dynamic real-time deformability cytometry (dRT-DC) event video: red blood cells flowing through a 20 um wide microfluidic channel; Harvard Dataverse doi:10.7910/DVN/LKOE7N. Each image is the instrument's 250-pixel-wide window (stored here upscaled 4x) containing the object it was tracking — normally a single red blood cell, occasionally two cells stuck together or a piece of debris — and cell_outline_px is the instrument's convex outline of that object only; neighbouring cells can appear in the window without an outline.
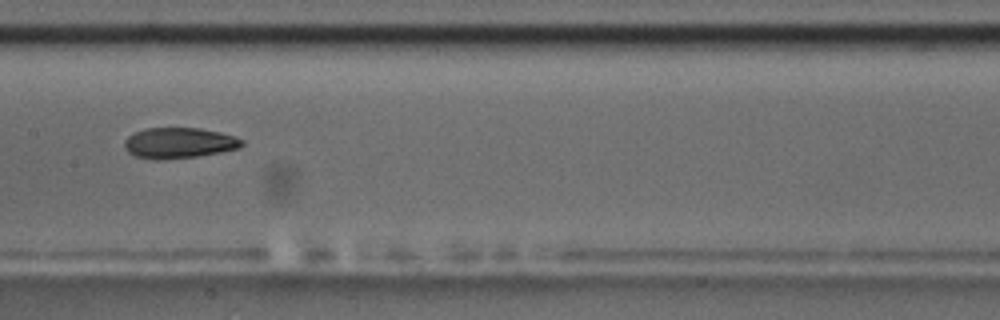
{"species": "common noctule bat (a hibernating species)", "species_latin": "Nyctalus noctula", "temperature_condition": "room temperature", "stored_images_in_passage": 5, "camera_frame_rate_fps": 3000, "um_per_image_px": 0.085, "animal": {"sex": "male", "body_mass_g": 17.5, "forearm_length_mm": 52.3}, "frame": {"image": 1, "passage_image": 4, "time_ms": 3.667, "image_size_px": [1000, 320], "cell_outline_px": [[244, 144], [240, 148], [220, 152], [196, 156], [164, 160], [156, 160], [136, 156], [128, 152], [124, 148], [124, 140], [128, 136], [144, 128], [200, 128], [220, 132], [236, 136], [244, 140]], "centroid_in_image_um": [15.23, 12.15], "position_along_channel_um": 192.2, "area_um2": 21.15}}